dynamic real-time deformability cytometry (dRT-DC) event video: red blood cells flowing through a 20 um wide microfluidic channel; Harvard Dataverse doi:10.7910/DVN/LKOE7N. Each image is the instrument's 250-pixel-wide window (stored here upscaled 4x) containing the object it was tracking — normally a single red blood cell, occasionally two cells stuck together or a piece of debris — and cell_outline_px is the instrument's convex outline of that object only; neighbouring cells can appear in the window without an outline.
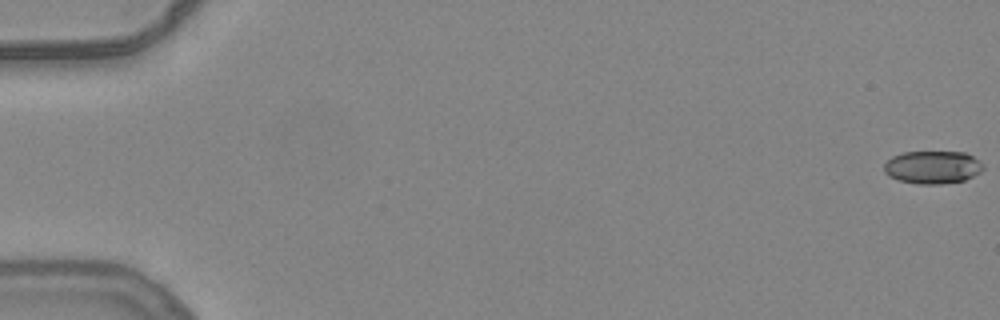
{"species": "common noctule bat (a hibernating species)", "species_latin": "Nyctalus noctula", "temperature_condition": "warm", "stored_images_in_passage": 55, "camera_frame_rate_fps": 3000, "um_per_image_px": 0.085, "animal": {"sex": "female", "body_mass_g": 24.6, "forearm_length_mm": 56.2}, "frame": {"image": 1, "passage_image": 1, "time_ms": 0.0, "image_size_px": [1000, 320], "cell_outline_px": [[984, 168], [980, 172], [964, 180], [940, 184], [916, 184], [900, 180], [888, 176], [884, 172], [884, 164], [892, 156], [904, 152], [964, 152], [972, 156], [984, 164]], "centroid_in_image_um": [79.26, 14.21], "position_along_channel_um": 5.7, "area_um2": 18.96}}
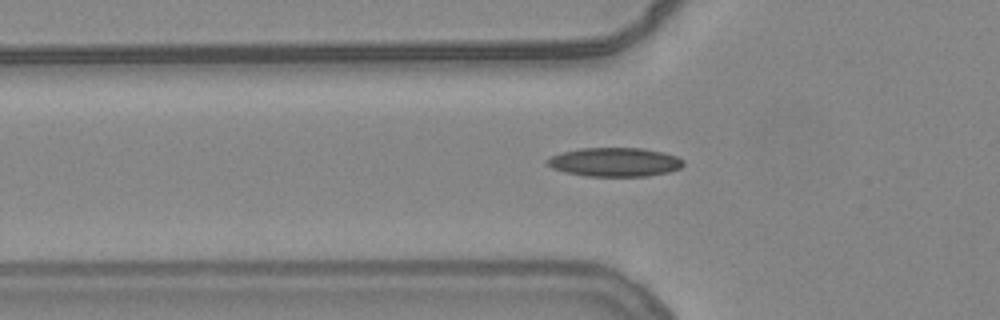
{"frame": {"image": 2, "passage_image": 20, "time_ms": 6.333, "image_size_px": [1000, 320], "cell_outline_px": [[684, 164], [680, 168], [668, 172], [648, 176], [588, 176], [564, 172], [552, 168], [544, 160], [552, 156], [564, 152], [580, 148], [644, 148], [664, 152], [676, 156], [684, 160]], "centroid_in_image_um": [52.28, 13.77], "position_along_channel_um": 73.5, "area_um2": 22.95}}
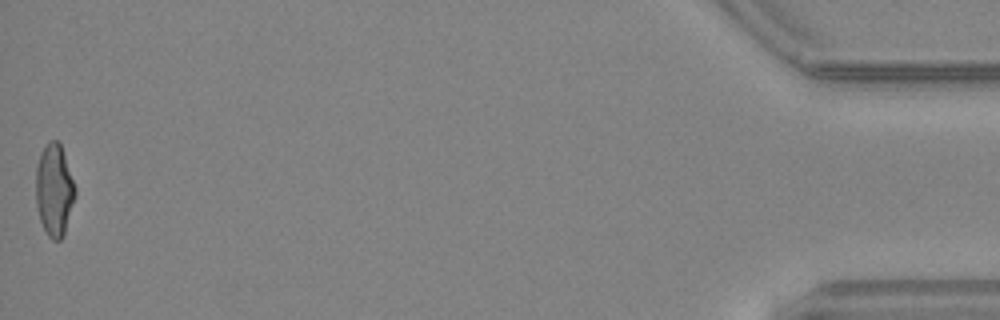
{"frame": {"image": 3, "passage_image": 55, "time_ms": 18.0, "image_size_px": [1000, 320], "cell_outline_px": [[76, 196], [64, 236], [60, 240], [52, 240], [48, 236], [40, 220], [36, 204], [36, 164], [40, 152], [48, 140], [56, 140], [60, 144], [76, 188]], "centroid_in_image_um": [4.61, 16.17], "position_along_channel_um": 430.6, "area_um2": 21.27}, "authors_computed_cell_mechanics": {"area_um2": 21.2126, "velocity_mm_per_s": 3.8765, "shape_relaxation_time_tau1_ms": 7.6334, "shape_relaxation_time_tau2_ms": 1.9235, "deformation_change_tau1": 0.2117, "deformation_change_tau2": 0.0853}}